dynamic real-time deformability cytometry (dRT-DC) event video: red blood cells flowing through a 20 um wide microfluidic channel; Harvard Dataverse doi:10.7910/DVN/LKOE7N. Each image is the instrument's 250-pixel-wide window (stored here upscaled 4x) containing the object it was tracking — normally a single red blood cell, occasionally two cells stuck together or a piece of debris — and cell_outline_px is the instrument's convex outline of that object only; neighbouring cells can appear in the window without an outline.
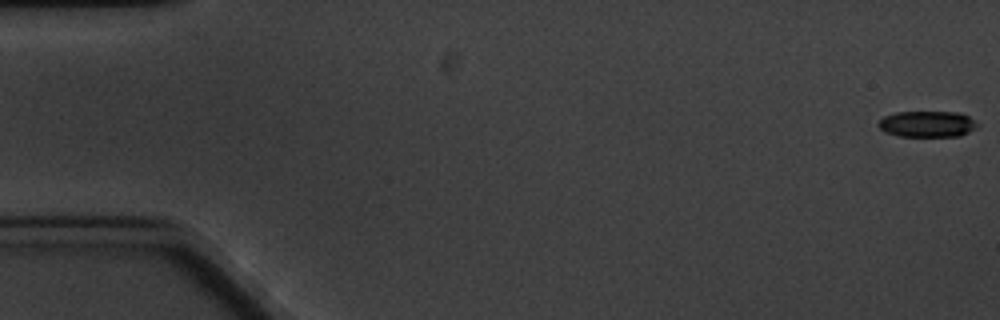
{"species": "common noctule bat (a hibernating species)", "species_latin": "Nyctalus noctula", "temperature_condition": "cold", "stored_images_in_passage": 5, "camera_frame_rate_fps": 3000, "um_per_image_px": 0.085, "animal": {"sex": "male", "body_mass_g": 20.1, "forearm_length_mm": 53.5}, "frame": {"image": 1, "passage_image": 1, "time_ms": 0.0, "image_size_px": [1000, 320], "cell_outline_px": [[980, 124], [976, 128], [960, 136], [900, 136], [884, 132], [876, 124], [884, 116], [896, 112], [960, 112], [968, 116]], "centroid_in_image_um": [78.82, 10.54], "position_along_channel_um": 6.2, "area_um2": 15.14}}
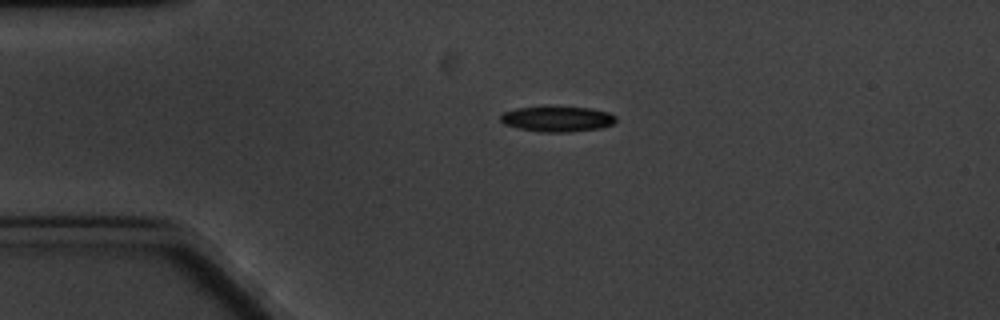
{"frame": {"image": 2, "passage_image": 4, "time_ms": 4.333, "image_size_px": [1000, 320], "cell_outline_px": [[616, 120], [612, 124], [600, 128], [568, 132], [544, 132], [520, 128], [504, 124], [500, 120], [500, 116], [504, 112], [516, 108], [544, 104], [548, 104], [588, 108], [608, 112], [616, 116]], "centroid_in_image_um": [47.34, 10.06], "position_along_channel_um": 37.7, "area_um2": 17.63}}